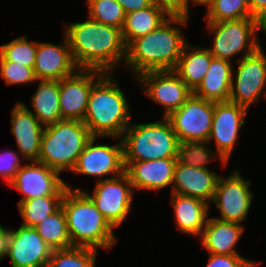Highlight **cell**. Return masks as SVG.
I'll list each match as a JSON object with an SVG mask.
<instances>
[{"label":"cell","instance_id":"cell-36","mask_svg":"<svg viewBox=\"0 0 266 267\" xmlns=\"http://www.w3.org/2000/svg\"><path fill=\"white\" fill-rule=\"evenodd\" d=\"M18 154L20 153H16L14 150H4L3 153H0V177L8 185L14 179L17 171L23 166L21 161L24 159Z\"/></svg>","mask_w":266,"mask_h":267},{"label":"cell","instance_id":"cell-14","mask_svg":"<svg viewBox=\"0 0 266 267\" xmlns=\"http://www.w3.org/2000/svg\"><path fill=\"white\" fill-rule=\"evenodd\" d=\"M249 109L242 105L214 102L211 132L208 142L215 141L213 147L222 159L229 163L234 147L238 143L240 129L245 126V116Z\"/></svg>","mask_w":266,"mask_h":267},{"label":"cell","instance_id":"cell-38","mask_svg":"<svg viewBox=\"0 0 266 267\" xmlns=\"http://www.w3.org/2000/svg\"><path fill=\"white\" fill-rule=\"evenodd\" d=\"M153 3L162 9L168 16L190 17L189 0H152Z\"/></svg>","mask_w":266,"mask_h":267},{"label":"cell","instance_id":"cell-9","mask_svg":"<svg viewBox=\"0 0 266 267\" xmlns=\"http://www.w3.org/2000/svg\"><path fill=\"white\" fill-rule=\"evenodd\" d=\"M92 194L84 190L101 212L103 217L115 229L130 213L134 189L126 172L119 176L96 181Z\"/></svg>","mask_w":266,"mask_h":267},{"label":"cell","instance_id":"cell-5","mask_svg":"<svg viewBox=\"0 0 266 267\" xmlns=\"http://www.w3.org/2000/svg\"><path fill=\"white\" fill-rule=\"evenodd\" d=\"M123 162L150 161L163 158H177L179 141L166 117L149 122L130 125L121 137Z\"/></svg>","mask_w":266,"mask_h":267},{"label":"cell","instance_id":"cell-6","mask_svg":"<svg viewBox=\"0 0 266 267\" xmlns=\"http://www.w3.org/2000/svg\"><path fill=\"white\" fill-rule=\"evenodd\" d=\"M88 127L79 120L62 119L44 128L38 162L59 172L72 171L91 140Z\"/></svg>","mask_w":266,"mask_h":267},{"label":"cell","instance_id":"cell-40","mask_svg":"<svg viewBox=\"0 0 266 267\" xmlns=\"http://www.w3.org/2000/svg\"><path fill=\"white\" fill-rule=\"evenodd\" d=\"M251 16L261 21L266 16V0H248Z\"/></svg>","mask_w":266,"mask_h":267},{"label":"cell","instance_id":"cell-39","mask_svg":"<svg viewBox=\"0 0 266 267\" xmlns=\"http://www.w3.org/2000/svg\"><path fill=\"white\" fill-rule=\"evenodd\" d=\"M124 9L125 13H131L148 8L153 4L152 0H116Z\"/></svg>","mask_w":266,"mask_h":267},{"label":"cell","instance_id":"cell-18","mask_svg":"<svg viewBox=\"0 0 266 267\" xmlns=\"http://www.w3.org/2000/svg\"><path fill=\"white\" fill-rule=\"evenodd\" d=\"M33 69L37 81H59L79 69L73 60L65 34L58 45L37 41Z\"/></svg>","mask_w":266,"mask_h":267},{"label":"cell","instance_id":"cell-2","mask_svg":"<svg viewBox=\"0 0 266 267\" xmlns=\"http://www.w3.org/2000/svg\"><path fill=\"white\" fill-rule=\"evenodd\" d=\"M187 24L186 17L169 16L154 31L133 39L126 46L125 69L134 79L148 71L174 70L188 43L179 26Z\"/></svg>","mask_w":266,"mask_h":267},{"label":"cell","instance_id":"cell-16","mask_svg":"<svg viewBox=\"0 0 266 267\" xmlns=\"http://www.w3.org/2000/svg\"><path fill=\"white\" fill-rule=\"evenodd\" d=\"M94 69H78L59 80V104L62 119L83 121L92 86L104 75Z\"/></svg>","mask_w":266,"mask_h":267},{"label":"cell","instance_id":"cell-13","mask_svg":"<svg viewBox=\"0 0 266 267\" xmlns=\"http://www.w3.org/2000/svg\"><path fill=\"white\" fill-rule=\"evenodd\" d=\"M136 79L145 95L164 107L163 117L179 109L193 94L174 70L148 71Z\"/></svg>","mask_w":266,"mask_h":267},{"label":"cell","instance_id":"cell-21","mask_svg":"<svg viewBox=\"0 0 266 267\" xmlns=\"http://www.w3.org/2000/svg\"><path fill=\"white\" fill-rule=\"evenodd\" d=\"M177 158L130 162L125 167L135 190L158 191L171 186Z\"/></svg>","mask_w":266,"mask_h":267},{"label":"cell","instance_id":"cell-37","mask_svg":"<svg viewBox=\"0 0 266 267\" xmlns=\"http://www.w3.org/2000/svg\"><path fill=\"white\" fill-rule=\"evenodd\" d=\"M260 262L250 260L242 255H224L209 253L206 267H256Z\"/></svg>","mask_w":266,"mask_h":267},{"label":"cell","instance_id":"cell-7","mask_svg":"<svg viewBox=\"0 0 266 267\" xmlns=\"http://www.w3.org/2000/svg\"><path fill=\"white\" fill-rule=\"evenodd\" d=\"M209 33L213 34V44L208 47L214 58L230 62L235 55L238 60L256 52L261 45L258 32L260 21L256 18H243L222 22H206Z\"/></svg>","mask_w":266,"mask_h":267},{"label":"cell","instance_id":"cell-23","mask_svg":"<svg viewBox=\"0 0 266 267\" xmlns=\"http://www.w3.org/2000/svg\"><path fill=\"white\" fill-rule=\"evenodd\" d=\"M170 203L173 207L177 230L187 236L200 237L210 213V204L189 196L171 193Z\"/></svg>","mask_w":266,"mask_h":267},{"label":"cell","instance_id":"cell-10","mask_svg":"<svg viewBox=\"0 0 266 267\" xmlns=\"http://www.w3.org/2000/svg\"><path fill=\"white\" fill-rule=\"evenodd\" d=\"M241 171L236 169L227 177L219 176L212 205L215 204L219 217H214L225 222H234L242 225L248 218V213L255 197L251 192V181L241 176Z\"/></svg>","mask_w":266,"mask_h":267},{"label":"cell","instance_id":"cell-35","mask_svg":"<svg viewBox=\"0 0 266 267\" xmlns=\"http://www.w3.org/2000/svg\"><path fill=\"white\" fill-rule=\"evenodd\" d=\"M0 76L8 86L31 84L37 81L33 67L11 61H0Z\"/></svg>","mask_w":266,"mask_h":267},{"label":"cell","instance_id":"cell-33","mask_svg":"<svg viewBox=\"0 0 266 267\" xmlns=\"http://www.w3.org/2000/svg\"><path fill=\"white\" fill-rule=\"evenodd\" d=\"M88 18L122 30L126 13L116 0H86Z\"/></svg>","mask_w":266,"mask_h":267},{"label":"cell","instance_id":"cell-29","mask_svg":"<svg viewBox=\"0 0 266 267\" xmlns=\"http://www.w3.org/2000/svg\"><path fill=\"white\" fill-rule=\"evenodd\" d=\"M35 229L53 250L72 247L62 206L40 222Z\"/></svg>","mask_w":266,"mask_h":267},{"label":"cell","instance_id":"cell-28","mask_svg":"<svg viewBox=\"0 0 266 267\" xmlns=\"http://www.w3.org/2000/svg\"><path fill=\"white\" fill-rule=\"evenodd\" d=\"M64 196H41L18 201L20 225L35 228L40 222L56 212L62 205Z\"/></svg>","mask_w":266,"mask_h":267},{"label":"cell","instance_id":"cell-31","mask_svg":"<svg viewBox=\"0 0 266 267\" xmlns=\"http://www.w3.org/2000/svg\"><path fill=\"white\" fill-rule=\"evenodd\" d=\"M97 254L98 250L88 247L55 249L46 267H96Z\"/></svg>","mask_w":266,"mask_h":267},{"label":"cell","instance_id":"cell-8","mask_svg":"<svg viewBox=\"0 0 266 267\" xmlns=\"http://www.w3.org/2000/svg\"><path fill=\"white\" fill-rule=\"evenodd\" d=\"M237 70L233 67L229 100L250 109L266 98V54L262 45L253 54L237 61ZM266 100V99H265Z\"/></svg>","mask_w":266,"mask_h":267},{"label":"cell","instance_id":"cell-11","mask_svg":"<svg viewBox=\"0 0 266 267\" xmlns=\"http://www.w3.org/2000/svg\"><path fill=\"white\" fill-rule=\"evenodd\" d=\"M214 102L192 94L177 110L166 118L179 143L208 141L211 132Z\"/></svg>","mask_w":266,"mask_h":267},{"label":"cell","instance_id":"cell-1","mask_svg":"<svg viewBox=\"0 0 266 267\" xmlns=\"http://www.w3.org/2000/svg\"><path fill=\"white\" fill-rule=\"evenodd\" d=\"M64 32L76 66L113 73L126 60L122 30L87 17L64 24Z\"/></svg>","mask_w":266,"mask_h":267},{"label":"cell","instance_id":"cell-41","mask_svg":"<svg viewBox=\"0 0 266 267\" xmlns=\"http://www.w3.org/2000/svg\"><path fill=\"white\" fill-rule=\"evenodd\" d=\"M10 228L0 224V262L6 258Z\"/></svg>","mask_w":266,"mask_h":267},{"label":"cell","instance_id":"cell-19","mask_svg":"<svg viewBox=\"0 0 266 267\" xmlns=\"http://www.w3.org/2000/svg\"><path fill=\"white\" fill-rule=\"evenodd\" d=\"M11 133L21 157L27 162L38 161L41 151V138L44 126L20 101L11 110Z\"/></svg>","mask_w":266,"mask_h":267},{"label":"cell","instance_id":"cell-26","mask_svg":"<svg viewBox=\"0 0 266 267\" xmlns=\"http://www.w3.org/2000/svg\"><path fill=\"white\" fill-rule=\"evenodd\" d=\"M59 81L39 80L38 89L31 97V109L23 104L44 127L62 120L59 104ZM31 109V110H30Z\"/></svg>","mask_w":266,"mask_h":267},{"label":"cell","instance_id":"cell-43","mask_svg":"<svg viewBox=\"0 0 266 267\" xmlns=\"http://www.w3.org/2000/svg\"><path fill=\"white\" fill-rule=\"evenodd\" d=\"M260 30L266 34V16L260 21Z\"/></svg>","mask_w":266,"mask_h":267},{"label":"cell","instance_id":"cell-24","mask_svg":"<svg viewBox=\"0 0 266 267\" xmlns=\"http://www.w3.org/2000/svg\"><path fill=\"white\" fill-rule=\"evenodd\" d=\"M233 65L230 61L213 58L208 72L193 94L212 102L228 101L231 92Z\"/></svg>","mask_w":266,"mask_h":267},{"label":"cell","instance_id":"cell-27","mask_svg":"<svg viewBox=\"0 0 266 267\" xmlns=\"http://www.w3.org/2000/svg\"><path fill=\"white\" fill-rule=\"evenodd\" d=\"M169 16L154 3L148 8L126 14L122 37L126 46L135 38L154 31Z\"/></svg>","mask_w":266,"mask_h":267},{"label":"cell","instance_id":"cell-17","mask_svg":"<svg viewBox=\"0 0 266 267\" xmlns=\"http://www.w3.org/2000/svg\"><path fill=\"white\" fill-rule=\"evenodd\" d=\"M52 251L35 228L10 229L6 257L11 267H46Z\"/></svg>","mask_w":266,"mask_h":267},{"label":"cell","instance_id":"cell-34","mask_svg":"<svg viewBox=\"0 0 266 267\" xmlns=\"http://www.w3.org/2000/svg\"><path fill=\"white\" fill-rule=\"evenodd\" d=\"M26 37L23 35L0 45V61H11L34 68L37 41H29Z\"/></svg>","mask_w":266,"mask_h":267},{"label":"cell","instance_id":"cell-20","mask_svg":"<svg viewBox=\"0 0 266 267\" xmlns=\"http://www.w3.org/2000/svg\"><path fill=\"white\" fill-rule=\"evenodd\" d=\"M210 168H196L176 162L171 193L213 201L219 174Z\"/></svg>","mask_w":266,"mask_h":267},{"label":"cell","instance_id":"cell-4","mask_svg":"<svg viewBox=\"0 0 266 267\" xmlns=\"http://www.w3.org/2000/svg\"><path fill=\"white\" fill-rule=\"evenodd\" d=\"M68 187L62 208L66 216L72 246L109 250L114 247V228L96 208L90 197L81 189Z\"/></svg>","mask_w":266,"mask_h":267},{"label":"cell","instance_id":"cell-32","mask_svg":"<svg viewBox=\"0 0 266 267\" xmlns=\"http://www.w3.org/2000/svg\"><path fill=\"white\" fill-rule=\"evenodd\" d=\"M206 7V22L253 18L249 10L248 0H212Z\"/></svg>","mask_w":266,"mask_h":267},{"label":"cell","instance_id":"cell-15","mask_svg":"<svg viewBox=\"0 0 266 267\" xmlns=\"http://www.w3.org/2000/svg\"><path fill=\"white\" fill-rule=\"evenodd\" d=\"M23 194L19 201L41 196H64L66 182L60 173L38 161H29L8 185Z\"/></svg>","mask_w":266,"mask_h":267},{"label":"cell","instance_id":"cell-22","mask_svg":"<svg viewBox=\"0 0 266 267\" xmlns=\"http://www.w3.org/2000/svg\"><path fill=\"white\" fill-rule=\"evenodd\" d=\"M244 225L225 222L210 216L203 229L200 244L212 254L241 255L236 246L243 232Z\"/></svg>","mask_w":266,"mask_h":267},{"label":"cell","instance_id":"cell-25","mask_svg":"<svg viewBox=\"0 0 266 267\" xmlns=\"http://www.w3.org/2000/svg\"><path fill=\"white\" fill-rule=\"evenodd\" d=\"M213 58L207 47L195 46L188 42L184 46L174 71L194 91L208 72Z\"/></svg>","mask_w":266,"mask_h":267},{"label":"cell","instance_id":"cell-30","mask_svg":"<svg viewBox=\"0 0 266 267\" xmlns=\"http://www.w3.org/2000/svg\"><path fill=\"white\" fill-rule=\"evenodd\" d=\"M209 145L208 141L179 143L177 160L183 165L208 169V163L219 158L222 167L227 166L228 163Z\"/></svg>","mask_w":266,"mask_h":267},{"label":"cell","instance_id":"cell-42","mask_svg":"<svg viewBox=\"0 0 266 267\" xmlns=\"http://www.w3.org/2000/svg\"><path fill=\"white\" fill-rule=\"evenodd\" d=\"M193 4V6H200V5H207L210 3L212 0H190Z\"/></svg>","mask_w":266,"mask_h":267},{"label":"cell","instance_id":"cell-3","mask_svg":"<svg viewBox=\"0 0 266 267\" xmlns=\"http://www.w3.org/2000/svg\"><path fill=\"white\" fill-rule=\"evenodd\" d=\"M113 73H105L89 94L83 123L93 137L119 139L131 123V105Z\"/></svg>","mask_w":266,"mask_h":267},{"label":"cell","instance_id":"cell-12","mask_svg":"<svg viewBox=\"0 0 266 267\" xmlns=\"http://www.w3.org/2000/svg\"><path fill=\"white\" fill-rule=\"evenodd\" d=\"M98 137H92L71 172L97 178L96 181L109 179L125 172L123 162V144H96ZM109 175H111L109 177ZM107 176L106 178H103Z\"/></svg>","mask_w":266,"mask_h":267}]
</instances>
